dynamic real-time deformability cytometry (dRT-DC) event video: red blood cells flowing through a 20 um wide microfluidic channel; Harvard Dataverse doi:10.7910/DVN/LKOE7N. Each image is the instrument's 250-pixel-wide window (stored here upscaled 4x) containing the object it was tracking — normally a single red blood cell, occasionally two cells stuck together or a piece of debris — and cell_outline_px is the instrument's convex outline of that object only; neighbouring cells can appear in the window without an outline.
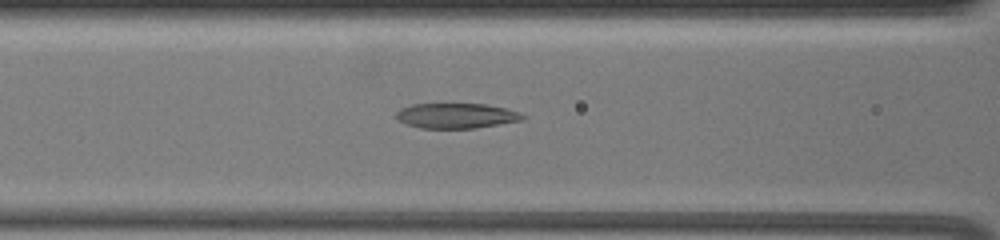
{"species": "common noctule bat (a hibernating species)", "species_latin": "Nyctalus noctula", "temperature_condition": "warm", "stored_images_in_passage": 10, "camera_frame_rate_fps": 3000, "um_per_image_px": 0.085, "animal": {"sex": "female", "body_mass_g": 19.5, "forearm_length_mm": 54.1}, "frame": {"image": 1, "passage_image": 10, "time_ms": 3.0, "image_size_px": [1000, 240], "cell_outline_px": [[528, 116], [520, 120], [500, 124], [476, 128], [420, 128], [396, 120], [396, 112], [400, 108], [412, 104], [484, 104], [508, 108], [520, 112]], "centroid_in_image_um": [38.79, 9.83], "position_along_channel_um": 127.8, "area_um2": 18.61}}